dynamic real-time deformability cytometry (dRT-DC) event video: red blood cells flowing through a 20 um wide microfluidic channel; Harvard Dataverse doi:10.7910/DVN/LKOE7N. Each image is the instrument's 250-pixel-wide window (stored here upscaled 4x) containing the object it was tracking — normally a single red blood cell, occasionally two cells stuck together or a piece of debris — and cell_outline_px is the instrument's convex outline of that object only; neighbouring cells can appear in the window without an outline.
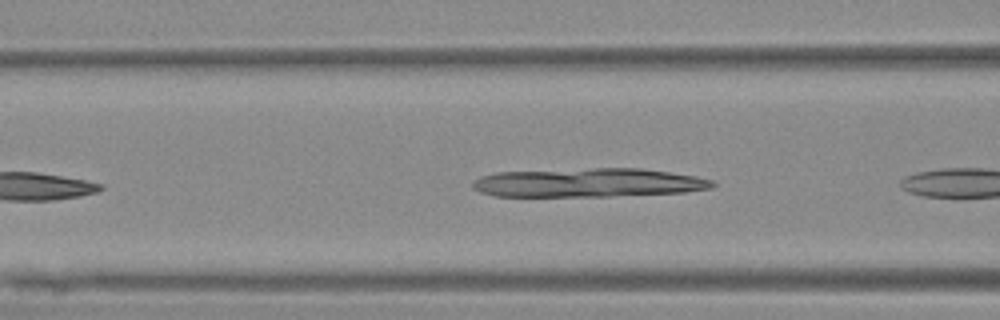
{"species": "Egyptian fruit bat (a non-hibernating species)", "species_latin": "Rousettus aegyptiacus", "temperature_condition": "warm", "stored_images_in_passage": 11, "camera_frame_rate_fps": 3000, "um_per_image_px": 0.085, "animal": {"sex": "female"}, "frame": {"image": 1, "passage_image": 10, "time_ms": 3.0, "image_size_px": [1000, 320], "cell_outline_px": [[712, 184], [704, 188], [680, 192], [572, 196], [500, 196], [484, 192], [476, 188], [476, 184], [484, 176], [504, 172], [604, 168], [632, 168], [664, 172], [688, 176], [708, 180]], "centroid_in_image_um": [49.93, 15.52], "position_along_channel_um": 116.7, "area_um2": 37.63}}